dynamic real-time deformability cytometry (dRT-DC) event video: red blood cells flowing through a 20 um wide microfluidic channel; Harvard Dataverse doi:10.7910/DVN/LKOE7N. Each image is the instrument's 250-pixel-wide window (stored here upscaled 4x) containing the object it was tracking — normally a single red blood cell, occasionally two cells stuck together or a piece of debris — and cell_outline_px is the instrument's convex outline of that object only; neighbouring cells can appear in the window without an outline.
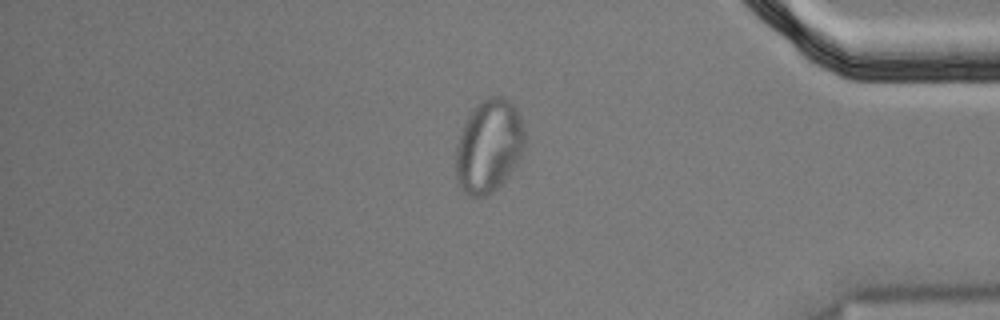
{"species": "Egyptian fruit bat (a non-hibernating species)", "species_latin": "Rousettus aegyptiacus", "temperature_condition": "cold", "stored_images_in_passage": 46, "segment_of_instrument_passage": [2, 2], "camera_frame_rate_fps": 3000, "um_per_image_px": 0.085, "animal": {"sex": "male"}, "frame": {"image": 1, "passage_image": 37, "time_ms": 12.0, "image_size_px": [1000, 320], "cell_outline_px": [[524, 152], [508, 176], [488, 196], [468, 196], [460, 188], [456, 180], [456, 144], [464, 124], [472, 108], [476, 104], [488, 96], [500, 96], [508, 100], [516, 108], [520, 116], [524, 128]], "centroid_in_image_um": [41.54, 12.42], "position_along_channel_um": 393.7, "area_um2": 37.63}}